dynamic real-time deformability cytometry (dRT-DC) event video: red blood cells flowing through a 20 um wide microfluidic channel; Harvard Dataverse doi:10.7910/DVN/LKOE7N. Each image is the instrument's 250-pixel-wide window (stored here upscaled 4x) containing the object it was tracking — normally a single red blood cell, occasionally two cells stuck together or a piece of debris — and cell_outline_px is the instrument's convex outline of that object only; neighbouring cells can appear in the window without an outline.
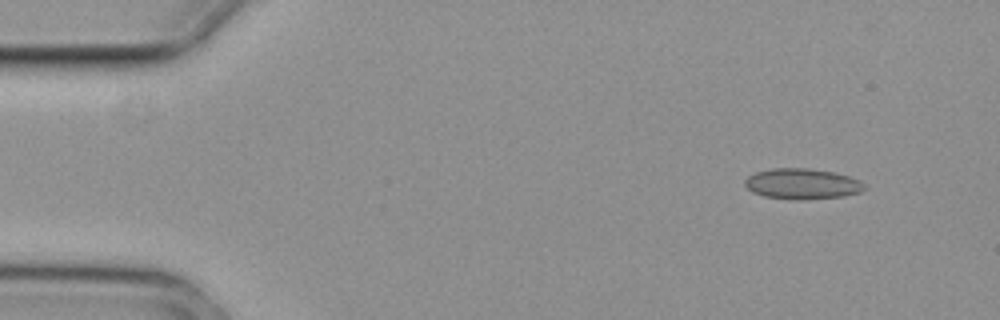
{"species": "common noctule bat (a hibernating species)", "species_latin": "Nyctalus noctula", "temperature_condition": "cold", "stored_images_in_passage": 5, "camera_frame_rate_fps": 3000, "um_per_image_px": 0.085, "animal": {"sex": "female", "body_mass_g": 29.2, "forearm_length_mm": 56.3}, "frame": {"image": 1, "passage_image": 1, "time_ms": 0.0, "image_size_px": [1000, 320], "cell_outline_px": [[868, 188], [860, 192], [844, 196], [764, 196], [752, 192], [744, 184], [744, 180], [748, 176], [756, 172], [772, 168], [804, 168], [832, 172], [848, 176], [860, 180]], "centroid_in_image_um": [68.19, 15.56], "position_along_channel_um": 16.8, "area_um2": 20.11}}
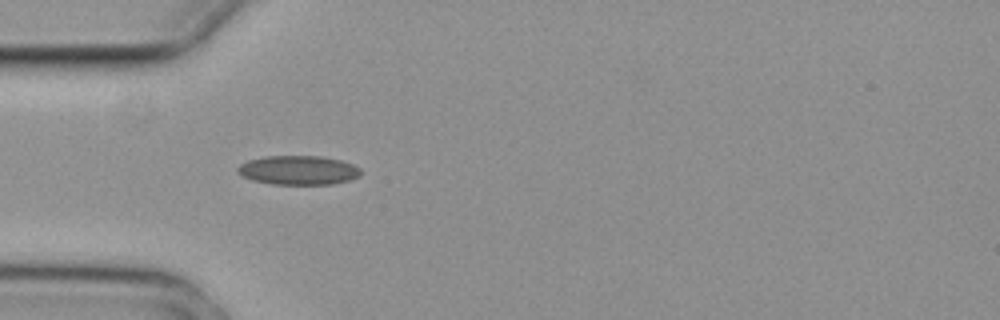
{"frame": {"image": 2, "passage_image": 4, "time_ms": 1.0, "image_size_px": [1000, 320], "cell_outline_px": [[360, 176], [348, 180], [332, 184], [272, 184], [252, 180], [236, 172], [236, 168], [240, 164], [248, 160], [264, 156], [320, 156], [340, 160], [352, 164], [360, 168]], "centroid_in_image_um": [25.33, 14.46], "position_along_channel_um": 59.7, "area_um2": 20.87}}
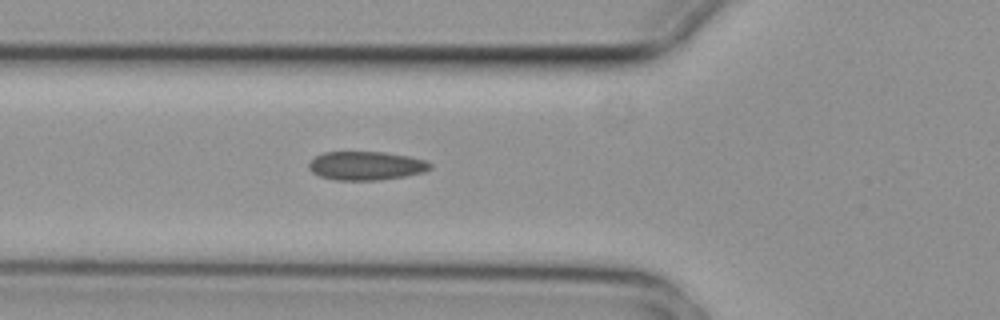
{"frame": {"image": 3, "passage_image": 5, "time_ms": 1.333, "image_size_px": [1000, 320], "cell_outline_px": [[432, 168], [424, 172], [404, 176], [380, 180], [336, 180], [320, 176], [312, 172], [308, 168], [308, 164], [316, 156], [324, 152], [384, 152], [408, 156], [424, 160], [432, 164]], "centroid_in_image_um": [31.12, 14.09], "position_along_channel_um": 94.7, "area_um2": 20.23}}